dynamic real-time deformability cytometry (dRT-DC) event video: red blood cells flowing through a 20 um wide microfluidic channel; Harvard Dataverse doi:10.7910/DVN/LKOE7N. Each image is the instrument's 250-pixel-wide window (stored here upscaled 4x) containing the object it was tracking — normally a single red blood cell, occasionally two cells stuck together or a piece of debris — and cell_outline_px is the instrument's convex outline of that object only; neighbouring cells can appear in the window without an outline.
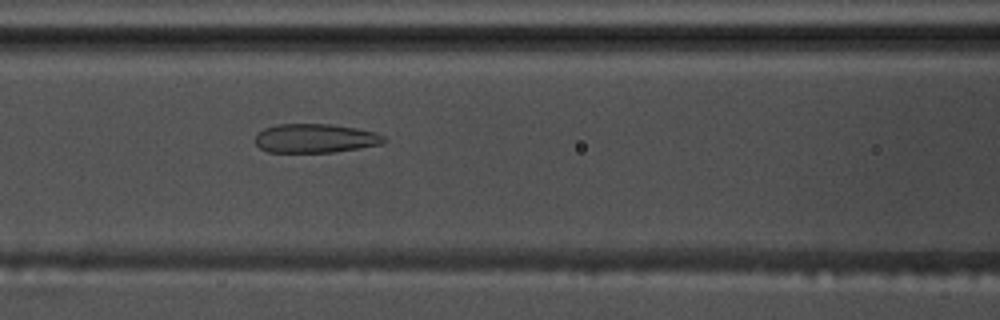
{"species": "common noctule bat (a hibernating species)", "species_latin": "Nyctalus noctula", "temperature_condition": "warm", "stored_images_in_passage": 50, "camera_frame_rate_fps": 3000, "um_per_image_px": 0.085, "animal": {"sex": "male", "body_mass_g": 17.5, "forearm_length_mm": 52.3}, "frame": {"image": 1, "passage_image": 18, "time_ms": 5.667, "image_size_px": [1000, 320], "cell_outline_px": [[388, 140], [384, 144], [360, 148], [332, 152], [268, 152], [260, 148], [256, 144], [256, 136], [264, 128], [276, 124], [332, 124], [356, 128], [376, 132], [384, 136]], "centroid_in_image_um": [26.85, 11.75], "position_along_channel_um": 139.8, "area_um2": 21.85}}
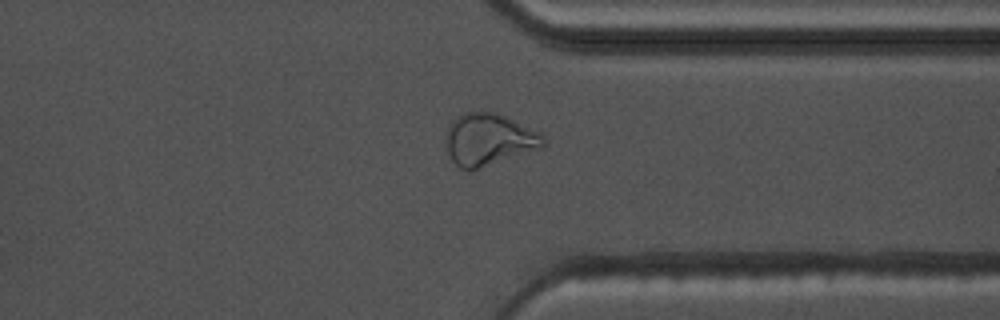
{"frame": {"image": 2, "passage_image": 37, "time_ms": 12.0, "image_size_px": [1000, 320], "cell_outline_px": [[544, 148], [468, 172], [460, 168], [452, 160], [448, 152], [448, 128], [452, 120], [456, 116], [464, 112], [496, 112], [540, 132], [544, 136]], "centroid_in_image_um": [41.58, 11.87], "position_along_channel_um": 369.8, "area_um2": 29.54}}
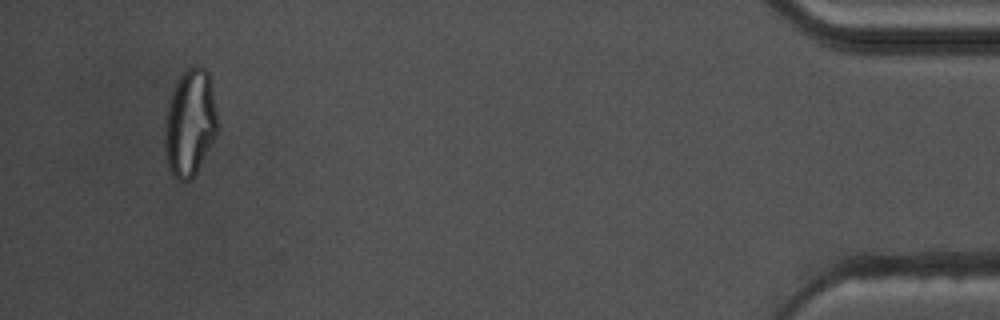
{"frame": {"image": 3, "passage_image": 47, "time_ms": 15.333, "image_size_px": [1000, 320], "cell_outline_px": [[216, 136], [192, 180], [180, 180], [172, 176], [168, 168], [164, 148], [164, 124], [168, 100], [172, 88], [176, 80], [188, 68], [196, 64], [204, 68], [208, 72], [216, 112]], "centroid_in_image_um": [16.1, 10.45], "position_along_channel_um": 419.1, "area_um2": 33.06}, "authors_computed_cell_mechanics": {"area_um2": 25.3164, "velocity_mm_per_s": 3.6555, "shape_relaxation_time_tau1_ms": null, "shape_relaxation_time_tau2_ms": 1.4503, "deformation_change_tau1": null, "deformation_change_tau2": 0.1053}}